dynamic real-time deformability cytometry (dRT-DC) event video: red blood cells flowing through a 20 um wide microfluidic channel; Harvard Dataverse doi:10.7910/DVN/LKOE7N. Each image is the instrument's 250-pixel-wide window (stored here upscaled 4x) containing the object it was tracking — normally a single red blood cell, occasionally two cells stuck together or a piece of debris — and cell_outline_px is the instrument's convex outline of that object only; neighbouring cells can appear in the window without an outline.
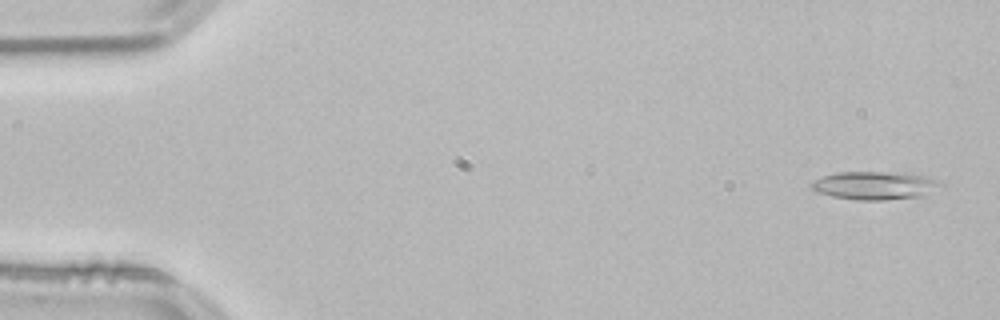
{"species": "common noctule bat (a hibernating species)", "species_latin": "Nyctalus noctula", "temperature_condition": "room temperature", "stored_images_in_passage": 51, "camera_frame_rate_fps": 3000, "um_per_image_px": 0.085, "animal": {"sex": "male", "body_mass_g": 21.5, "forearm_length_mm": 52.0}, "frame": {"image": 1, "passage_image": 1, "time_ms": 0.0, "image_size_px": [1000, 320], "cell_outline_px": [[944, 184], [924, 196], [884, 200], [856, 200], [832, 196], [820, 192], [812, 188], [808, 184], [812, 180], [836, 172], [904, 172], [928, 176], [940, 180]], "centroid_in_image_um": [74.41, 15.75], "position_along_channel_um": 10.6, "area_um2": 21.5}}
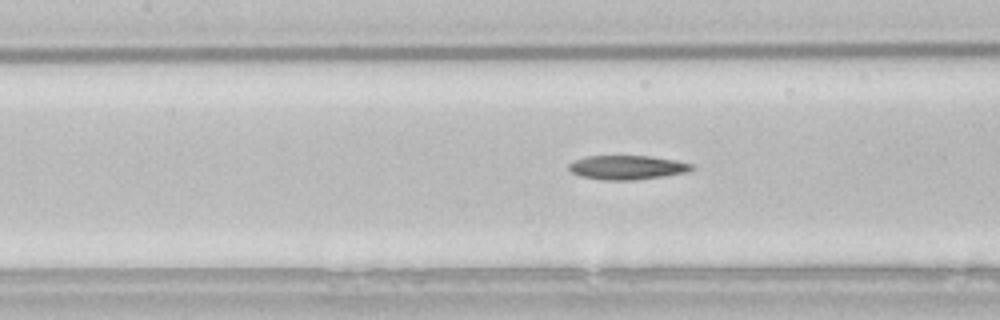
{"frame": {"image": 2, "passage_image": 22, "time_ms": 7.0, "image_size_px": [1000, 320], "cell_outline_px": [[696, 168], [684, 172], [636, 180], [604, 180], [580, 176], [572, 172], [568, 168], [568, 164], [584, 156], [648, 156], [676, 160], [692, 164]], "centroid_in_image_um": [53.28, 14.23], "position_along_channel_um": 154.1, "area_um2": 17.11}}
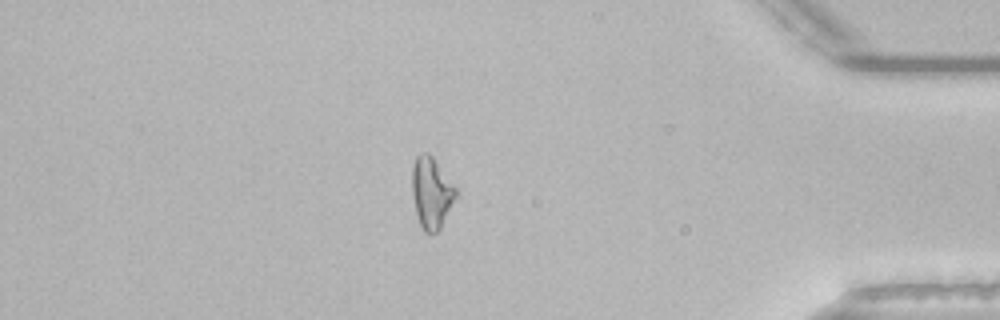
{"frame": {"image": 3, "passage_image": 44, "time_ms": 14.333, "image_size_px": [1000, 320], "cell_outline_px": [[456, 196], [440, 228], [436, 232], [424, 232], [420, 224], [416, 212], [412, 196], [412, 164], [416, 156], [420, 152], [428, 152], [432, 156], [456, 188]], "centroid_in_image_um": [36.64, 16.34], "position_along_channel_um": 398.6, "area_um2": 17.92}}